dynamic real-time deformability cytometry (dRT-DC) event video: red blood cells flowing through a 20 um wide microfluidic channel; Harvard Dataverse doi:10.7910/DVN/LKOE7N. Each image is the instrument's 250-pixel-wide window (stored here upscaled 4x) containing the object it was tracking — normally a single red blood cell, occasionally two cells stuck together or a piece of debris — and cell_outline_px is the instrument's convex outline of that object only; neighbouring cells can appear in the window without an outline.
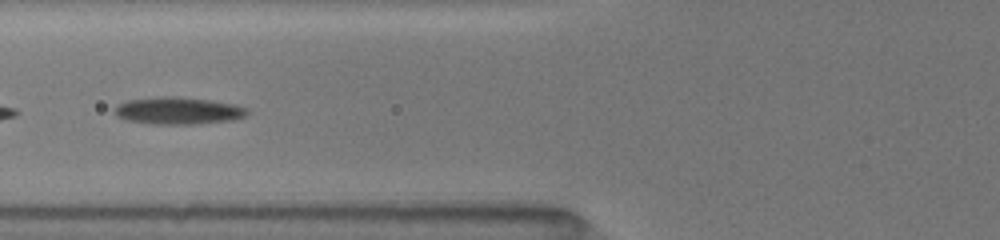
{"species": "common noctule bat (a hibernating species)", "species_latin": "Nyctalus noctula", "temperature_condition": "room temperature", "stored_images_in_passage": 9, "camera_frame_rate_fps": 3000, "um_per_image_px": 0.085, "animal": {"sex": "female", "body_mass_g": 19.5, "forearm_length_mm": 54.1}, "frame": {"image": 1, "passage_image": 8, "time_ms": 4.667, "image_size_px": [1000, 240], "cell_outline_px": [[248, 112], [244, 116], [232, 120], [200, 124], [156, 124], [128, 120], [120, 116], [116, 112], [116, 108], [120, 104], [128, 100], [156, 96], [176, 96], [208, 100], [232, 104], [248, 108]], "centroid_in_image_um": [15.19, 9.41], "position_along_channel_um": 110.6, "area_um2": 20.69}}